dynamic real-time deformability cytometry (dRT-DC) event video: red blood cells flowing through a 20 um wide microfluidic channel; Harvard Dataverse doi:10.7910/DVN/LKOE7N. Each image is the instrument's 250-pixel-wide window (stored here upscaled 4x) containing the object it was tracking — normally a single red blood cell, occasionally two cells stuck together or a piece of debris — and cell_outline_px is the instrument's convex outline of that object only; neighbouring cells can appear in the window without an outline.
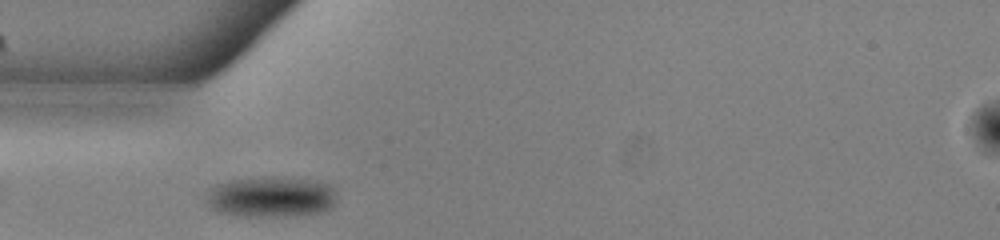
{"species": "common noctule bat (a hibernating species)", "species_latin": "Nyctalus noctula", "temperature_condition": "warm", "stored_images_in_passage": 34, "camera_frame_rate_fps": 3000, "um_per_image_px": 0.085, "animal": {"sex": "male", "body_mass_g": 13.0, "forearm_length_mm": 53.1}, "frame": {"image": 1, "passage_image": 1, "time_ms": 0.0, "image_size_px": [1000, 240], "cell_outline_px": [[336, 200], [328, 208], [320, 212], [296, 216], [236, 216], [220, 212], [212, 208], [204, 192], [216, 184], [232, 180], [260, 176], [280, 176], [316, 180], [328, 184], [336, 192]], "centroid_in_image_um": [23.03, 16.71], "position_along_channel_um": 62.0, "area_um2": 31.39}}
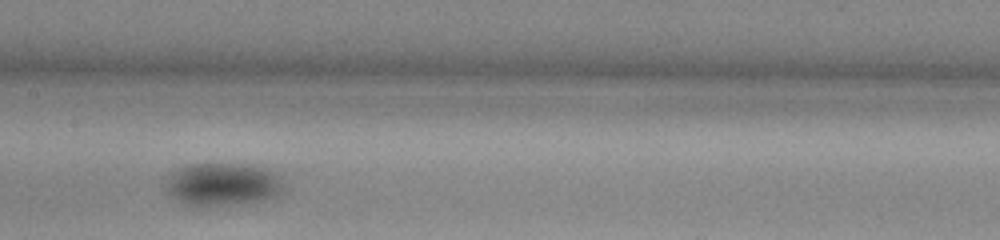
{"frame": {"image": 2, "passage_image": 11, "time_ms": 3.333, "image_size_px": [1000, 240], "cell_outline_px": [[280, 188], [272, 196], [264, 200], [200, 208], [184, 204], [172, 196], [168, 192], [168, 176], [176, 168], [188, 164], [244, 164], [264, 168], [272, 172], [276, 176], [280, 184]], "centroid_in_image_um": [18.81, 15.68], "position_along_channel_um": 188.6, "area_um2": 28.9}}
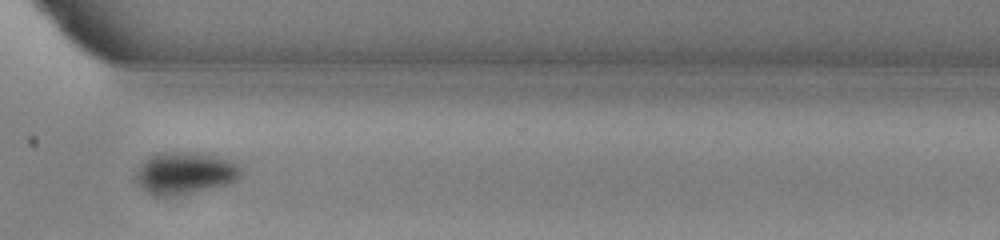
{"frame": {"image": 3, "passage_image": 24, "time_ms": 7.667, "image_size_px": [1000, 240], "cell_outline_px": [[240, 176], [236, 180], [224, 184], [192, 192], [172, 196], [152, 196], [140, 188], [136, 180], [136, 172], [140, 164], [152, 156], [160, 152], [200, 152], [216, 156], [228, 160], [236, 164], [240, 168]], "centroid_in_image_um": [15.65, 14.71], "position_along_channel_um": 354.9, "area_um2": 25.49}, "authors_computed_cell_mechanics": {"area_um2": 27.5128, "velocity_mm_per_s": 3.8379, "shape_relaxation_time_tau1_ms": 1.8714, "shape_relaxation_time_tau2_ms": null, "deformation_change_tau1": 0.0663, "deformation_change_tau2": null}}